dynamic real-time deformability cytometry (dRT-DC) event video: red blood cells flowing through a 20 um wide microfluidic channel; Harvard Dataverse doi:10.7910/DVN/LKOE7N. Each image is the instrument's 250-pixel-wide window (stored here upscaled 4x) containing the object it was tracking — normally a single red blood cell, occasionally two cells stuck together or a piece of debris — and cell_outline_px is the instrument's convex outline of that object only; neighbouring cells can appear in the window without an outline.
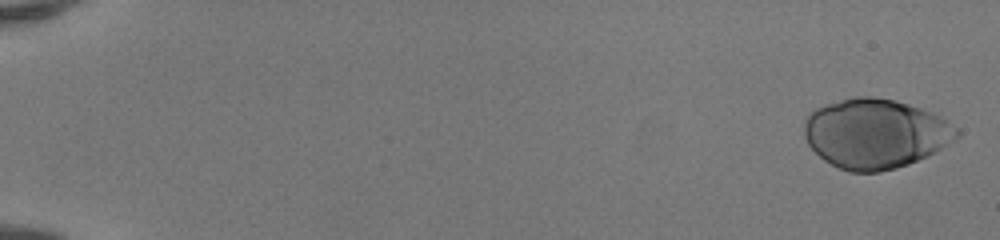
{"species": "human", "species_latin": "Homo sapiens", "temperature_condition": "room temperature", "stored_images_in_passage": 50, "camera_frame_rate_fps": 3000, "um_per_image_px": 0.085, "donor": {"sex": "female"}, "frame": {"image": 1, "passage_image": 1, "time_ms": 0.0, "image_size_px": [1000, 240], "cell_outline_px": [[960, 136], [956, 140], [908, 164], [896, 168], [880, 172], [848, 172], [824, 160], [808, 144], [804, 136], [804, 120], [808, 112], [824, 104], [852, 96], [872, 96], [896, 100], [932, 112], [940, 116], [960, 128]], "centroid_in_image_um": [74.39, 11.33], "position_along_channel_um": 10.6, "area_um2": 62.19}}
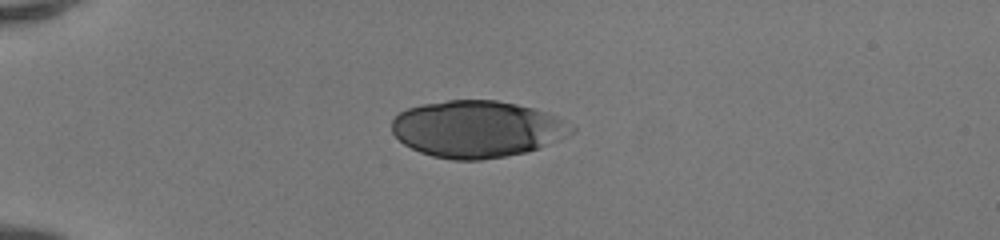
{"frame": {"image": 2, "passage_image": 14, "time_ms": 4.333, "image_size_px": [1000, 240], "cell_outline_px": [[576, 132], [548, 144], [528, 152], [480, 160], [452, 160], [432, 156], [420, 152], [404, 144], [392, 132], [392, 120], [400, 112], [408, 108], [420, 104], [448, 100], [496, 100], [516, 104], [548, 112], [576, 124]], "centroid_in_image_um": [40.6, 10.96], "position_along_channel_um": 44.4, "area_um2": 59.88}}